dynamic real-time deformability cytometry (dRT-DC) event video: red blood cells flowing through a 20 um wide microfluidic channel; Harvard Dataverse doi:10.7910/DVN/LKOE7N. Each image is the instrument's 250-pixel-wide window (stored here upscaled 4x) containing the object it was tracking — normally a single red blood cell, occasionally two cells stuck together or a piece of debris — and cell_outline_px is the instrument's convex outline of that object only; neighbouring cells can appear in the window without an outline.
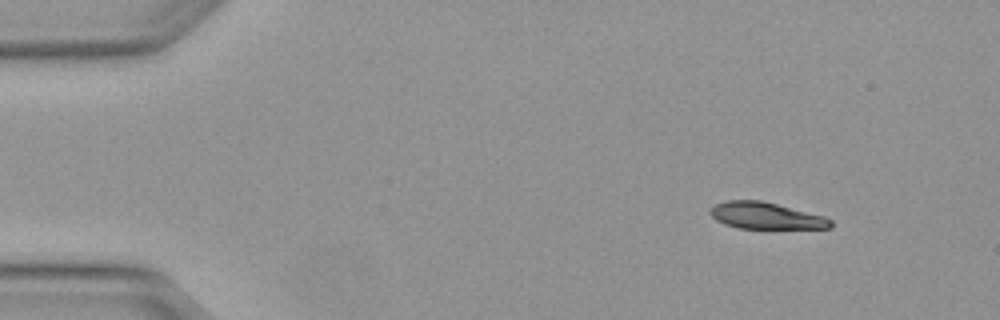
{"species": "Egyptian fruit bat (a non-hibernating species)", "species_latin": "Rousettus aegyptiacus", "temperature_condition": "warm", "stored_images_in_passage": 4, "segment_of_instrument_passage": [1, 2], "camera_frame_rate_fps": 3000, "um_per_image_px": 0.085, "animal": {"sex": "female"}, "frame": {"image": 1, "passage_image": 1, "time_ms": 0.0, "image_size_px": [1000, 320], "cell_outline_px": [[832, 228], [740, 228], [724, 224], [716, 220], [708, 212], [708, 208], [716, 204], [728, 200], [760, 200], [824, 216], [832, 220]], "centroid_in_image_um": [65.06, 18.33], "position_along_channel_um": 19.9, "area_um2": 18.55}}